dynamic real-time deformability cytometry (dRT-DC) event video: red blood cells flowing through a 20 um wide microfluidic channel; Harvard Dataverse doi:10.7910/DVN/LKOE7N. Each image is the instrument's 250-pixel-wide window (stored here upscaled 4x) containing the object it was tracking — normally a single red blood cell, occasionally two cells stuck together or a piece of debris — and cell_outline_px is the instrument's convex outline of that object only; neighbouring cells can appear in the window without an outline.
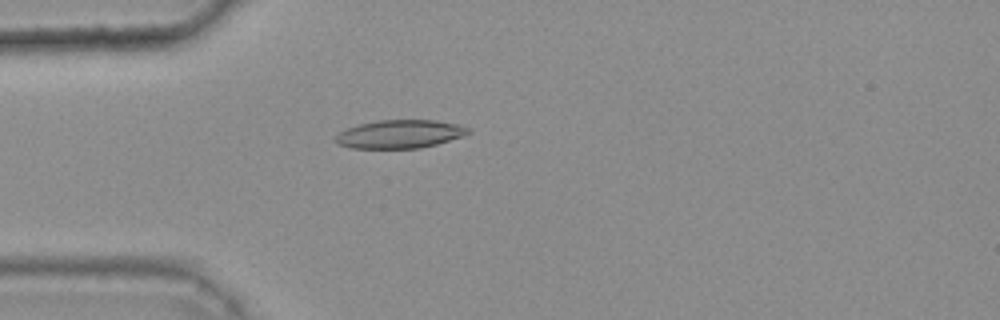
{"species": "common noctule bat (a hibernating species)", "species_latin": "Nyctalus noctula", "temperature_condition": "warm", "stored_images_in_passage": 34, "camera_frame_rate_fps": 3000, "um_per_image_px": 0.085, "animal": {"sex": "female", "body_mass_g": 25.1}, "frame": {"image": 1, "passage_image": 2, "time_ms": 0.333, "image_size_px": [1000, 320], "cell_outline_px": [[472, 132], [436, 144], [420, 148], [352, 148], [336, 144], [332, 140], [332, 136], [348, 128], [360, 124], [376, 120], [436, 120], [456, 124], [472, 128]], "centroid_in_image_um": [33.93, 11.39], "position_along_channel_um": 51.1, "area_um2": 21.96}}
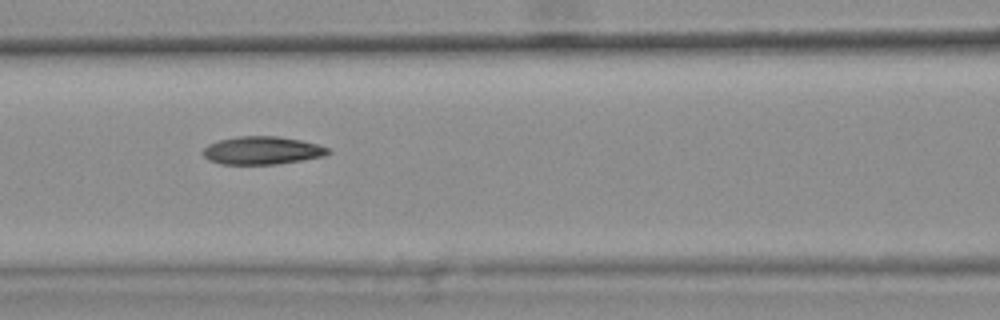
{"frame": {"image": 2, "passage_image": 10, "time_ms": 3.0, "image_size_px": [1000, 320], "cell_outline_px": [[332, 152], [324, 156], [276, 164], [220, 164], [208, 160], [200, 152], [208, 144], [216, 140], [236, 136], [276, 136], [300, 140], [316, 144], [328, 148]], "centroid_in_image_um": [22.22, 12.78], "position_along_channel_um": 144.4, "area_um2": 20.46}}
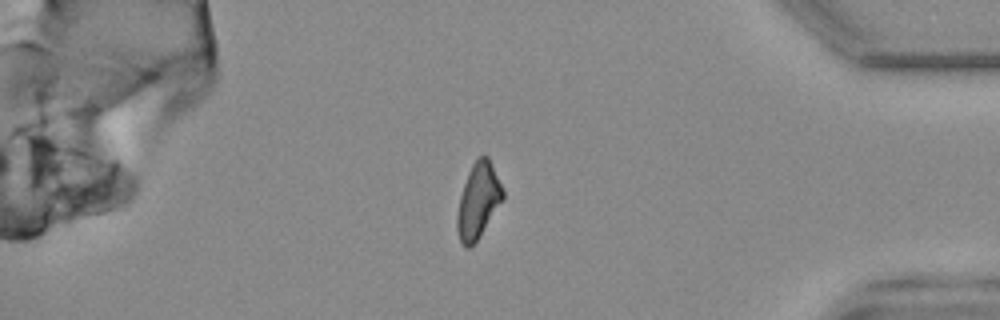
{"frame": {"image": 3, "passage_image": 32, "time_ms": 10.333, "image_size_px": [1000, 320], "cell_outline_px": [[504, 200], [476, 240], [468, 248], [464, 248], [460, 240], [456, 228], [456, 216], [460, 196], [468, 172], [472, 164], [480, 156], [488, 156], [492, 164], [504, 192]], "centroid_in_image_um": [40.64, 17.06], "position_along_channel_um": 394.6, "area_um2": 19.83}, "authors_computed_cell_mechanics": {"area_um2": 20.519, "velocity_mm_per_s": 3.8147, "shape_relaxation_time_tau1_ms": null, "shape_relaxation_time_tau2_ms": 5.4471, "deformation_change_tau1": null, "deformation_change_tau2": 0.1183}}